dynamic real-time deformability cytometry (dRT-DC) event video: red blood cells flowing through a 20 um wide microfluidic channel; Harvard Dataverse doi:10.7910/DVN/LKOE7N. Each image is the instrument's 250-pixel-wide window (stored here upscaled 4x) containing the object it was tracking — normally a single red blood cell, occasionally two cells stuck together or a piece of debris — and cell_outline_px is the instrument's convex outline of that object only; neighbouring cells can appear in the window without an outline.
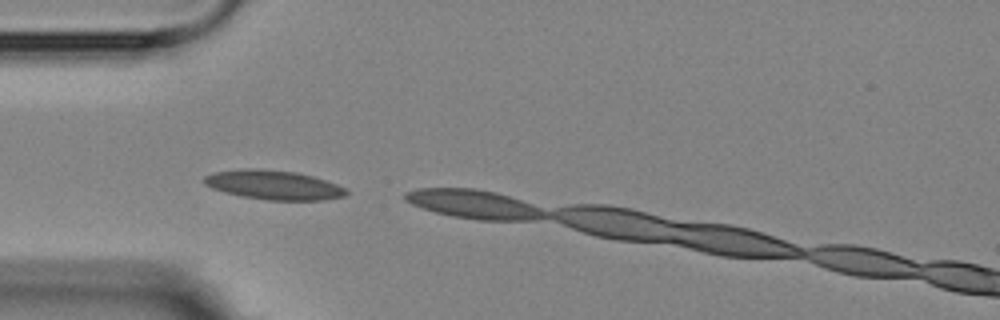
{"species": "Egyptian fruit bat (a non-hibernating species)", "species_latin": "Rousettus aegyptiacus", "temperature_condition": "room temperature", "stored_images_in_passage": 3, "camera_frame_rate_fps": 3000, "um_per_image_px": 0.085, "animal": {"sex": "female"}, "frame": {"image": 1, "passage_image": 1, "time_ms": 0.0, "image_size_px": [1000, 320], "cell_outline_px": [[348, 192], [344, 196], [324, 200], [268, 200], [244, 196], [224, 192], [212, 188], [204, 184], [204, 176], [216, 172], [244, 168], [252, 168], [296, 172], [312, 176], [336, 184], [344, 188]], "centroid_in_image_um": [23.24, 15.72], "position_along_channel_um": 61.8, "area_um2": 23.93}}